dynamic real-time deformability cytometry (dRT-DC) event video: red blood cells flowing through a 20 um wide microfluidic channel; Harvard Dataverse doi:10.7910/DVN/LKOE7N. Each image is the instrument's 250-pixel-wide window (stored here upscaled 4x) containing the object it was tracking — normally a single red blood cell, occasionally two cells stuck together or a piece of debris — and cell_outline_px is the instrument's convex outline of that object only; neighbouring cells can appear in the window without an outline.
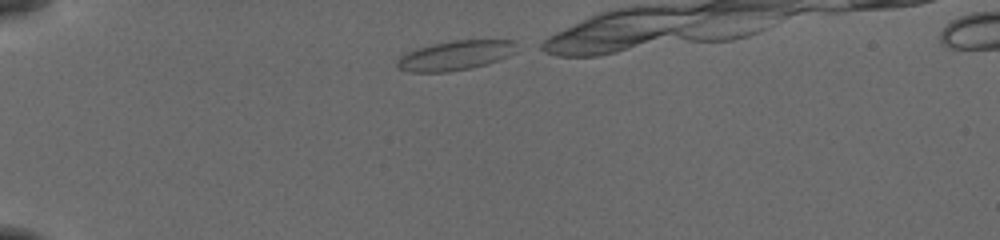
{"species": "common noctule bat (a hibernating species)", "species_latin": "Nyctalus noctula", "temperature_condition": "cold", "stored_images_in_passage": 12, "camera_frame_rate_fps": 3000, "um_per_image_px": 0.085, "animal": {"sex": "female", "body_mass_g": 19.5, "forearm_length_mm": 54.1}, "frame": {"image": 1, "passage_image": 1, "time_ms": 0.0, "image_size_px": [1000, 240], "cell_outline_px": [[516, 52], [508, 56], [488, 64], [472, 68], [448, 72], [408, 72], [396, 68], [396, 60], [400, 56], [416, 48], [432, 44], [452, 40], [516, 40]], "centroid_in_image_um": [38.69, 4.72], "position_along_channel_um": 46.3, "area_um2": 20.87}}
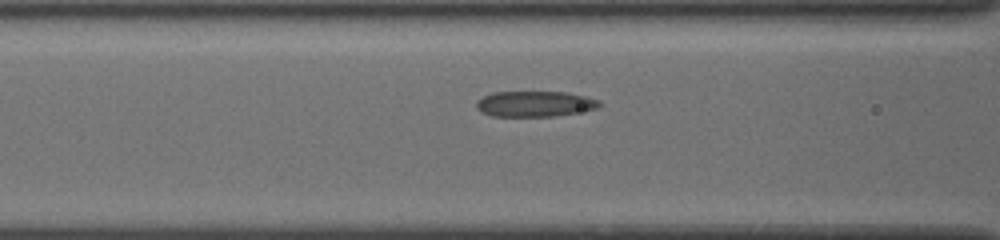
{"frame": {"image": 2, "passage_image": 10, "time_ms": 3.0, "image_size_px": [1000, 240], "cell_outline_px": [[604, 104], [596, 108], [556, 116], [492, 116], [480, 112], [476, 108], [476, 100], [492, 92], [568, 92], [600, 100]], "centroid_in_image_um": [45.44, 8.83], "position_along_channel_um": 121.2, "area_um2": 18.44}}